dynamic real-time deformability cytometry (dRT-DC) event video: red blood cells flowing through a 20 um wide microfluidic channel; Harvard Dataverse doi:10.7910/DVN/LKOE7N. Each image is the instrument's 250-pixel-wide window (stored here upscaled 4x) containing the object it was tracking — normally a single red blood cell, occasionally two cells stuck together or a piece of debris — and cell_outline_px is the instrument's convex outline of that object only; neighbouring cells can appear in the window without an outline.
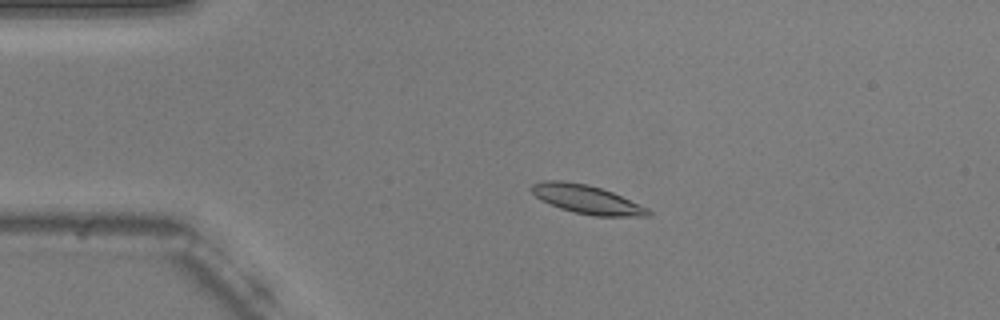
{"species": "common noctule bat (a hibernating species)", "species_latin": "Nyctalus noctula", "temperature_condition": "warm", "stored_images_in_passage": 55, "camera_frame_rate_fps": 3000, "um_per_image_px": 0.085, "animal": {"sex": "male", "body_mass_g": 20.5, "forearm_length_mm": 52.5}, "frame": {"image": 1, "passage_image": 12, "time_ms": 3.667, "image_size_px": [1000, 320], "cell_outline_px": [[652, 216], [596, 216], [576, 212], [560, 208], [536, 196], [532, 192], [532, 184], [544, 180], [560, 180], [588, 184], [612, 192], [648, 208], [652, 212]], "centroid_in_image_um": [49.91, 16.94], "position_along_channel_um": 35.1, "area_um2": 19.13}}
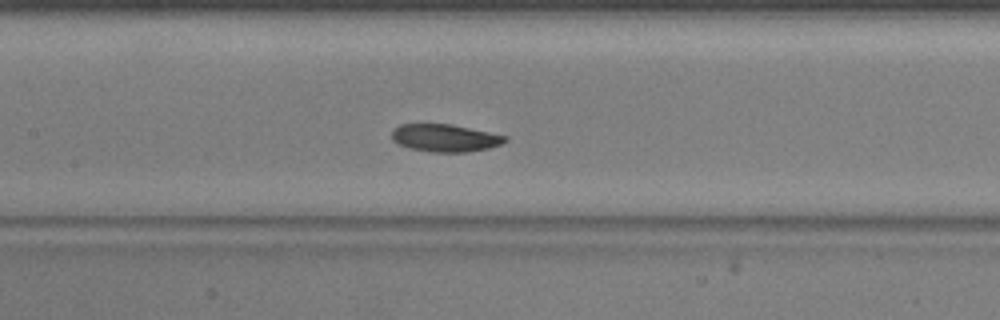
{"frame": {"image": 2, "passage_image": 26, "time_ms": 8.333, "image_size_px": [1000, 320], "cell_outline_px": [[508, 140], [500, 144], [488, 148], [464, 152], [432, 152], [408, 148], [392, 140], [392, 128], [400, 124], [452, 124], [508, 136]], "centroid_in_image_um": [37.81, 11.72], "position_along_channel_um": 169.6, "area_um2": 18.21}}
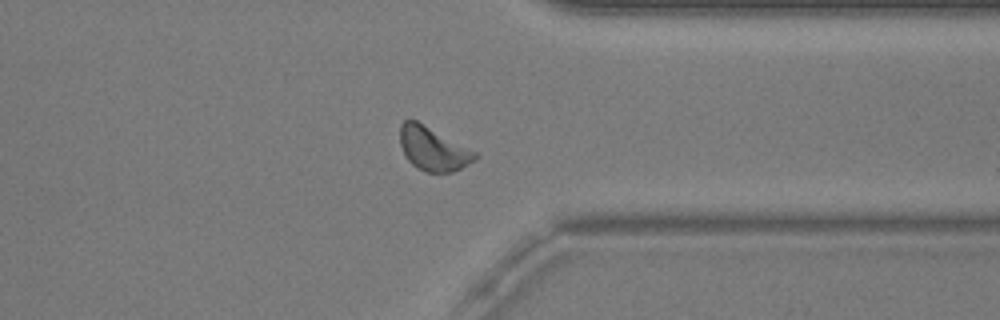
{"frame": {"image": 3, "passage_image": 43, "time_ms": 14.0, "image_size_px": [1000, 320], "cell_outline_px": [[480, 156], [476, 160], [452, 172], [428, 172], [416, 168], [404, 156], [400, 144], [400, 124], [404, 120], [416, 120], [476, 152]], "centroid_in_image_um": [36.79, 12.66], "position_along_channel_um": 374.6, "area_um2": 18.96}, "authors_computed_cell_mechanics": {"area_um2": 18.6694, "velocity_mm_per_s": 3.6984, "shape_relaxation_time_tau1_ms": 1.828, "shape_relaxation_time_tau2_ms": null, "deformation_change_tau1": 0.0918, "deformation_change_tau2": null}}